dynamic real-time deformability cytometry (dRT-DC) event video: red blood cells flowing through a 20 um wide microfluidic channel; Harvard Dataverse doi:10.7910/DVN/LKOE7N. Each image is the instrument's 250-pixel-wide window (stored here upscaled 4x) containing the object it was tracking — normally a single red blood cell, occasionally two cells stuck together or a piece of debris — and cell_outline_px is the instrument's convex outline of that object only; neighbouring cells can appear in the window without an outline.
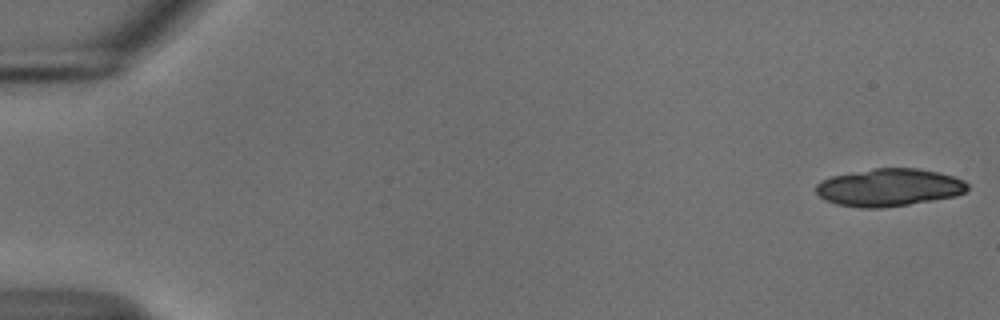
{"species": "common noctule bat (a hibernating species)", "species_latin": "Nyctalus noctula", "temperature_condition": "cold", "stored_images_in_passage": 31, "camera_frame_rate_fps": 3000, "um_per_image_px": 0.085, "animal": {"sex": "male", "body_mass_g": 18.8}, "frame": {"image": 1, "passage_image": 1, "time_ms": 0.0, "image_size_px": [1000, 320], "cell_outline_px": [[968, 188], [964, 192], [956, 196], [908, 204], [880, 208], [860, 208], [836, 204], [824, 200], [816, 192], [816, 184], [820, 180], [832, 176], [876, 168], [916, 168], [940, 172], [964, 180], [968, 184]], "centroid_in_image_um": [75.55, 15.93], "position_along_channel_um": 9.4, "area_um2": 33.18}}
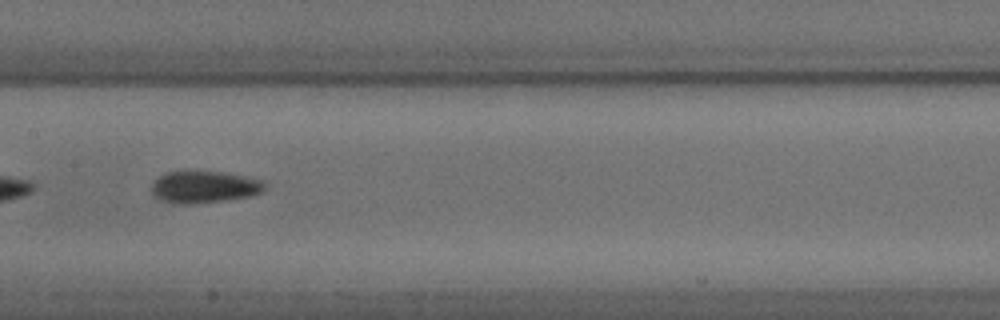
{"frame": {"image": 2, "passage_image": 28, "time_ms": 9.0, "image_size_px": [1000, 320], "cell_outline_px": [[268, 184], [260, 192], [252, 196], [224, 200], [188, 204], [172, 204], [160, 200], [152, 192], [152, 184], [160, 176], [168, 172], [224, 172], [264, 180]], "centroid_in_image_um": [17.39, 15.9], "position_along_channel_um": 190.0, "area_um2": 20.92}}